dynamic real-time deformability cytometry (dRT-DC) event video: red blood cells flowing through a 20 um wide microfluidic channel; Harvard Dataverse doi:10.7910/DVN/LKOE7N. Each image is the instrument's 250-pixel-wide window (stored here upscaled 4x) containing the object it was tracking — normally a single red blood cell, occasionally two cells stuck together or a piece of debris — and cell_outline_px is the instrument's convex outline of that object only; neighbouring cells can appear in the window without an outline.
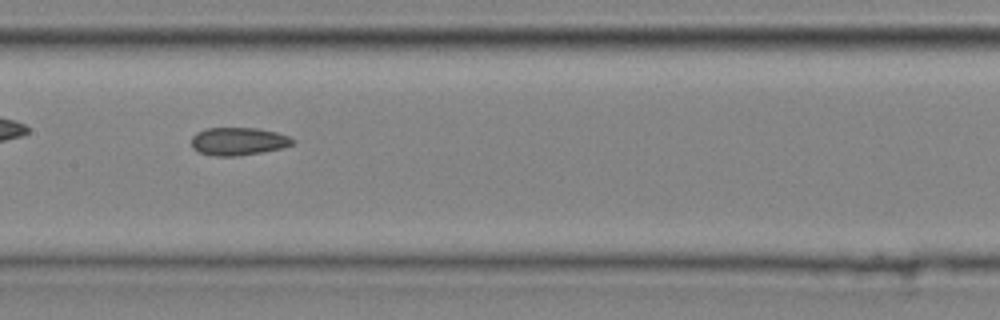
{"species": "common noctule bat (a hibernating species)", "species_latin": "Nyctalus noctula", "temperature_condition": "cold", "stored_images_in_passage": 28, "camera_frame_rate_fps": 3000, "um_per_image_px": 0.085, "animal": {"sex": "male", "body_mass_g": 20.4}, "frame": {"image": 1, "passage_image": 9, "time_ms": 2.667, "image_size_px": [1000, 320], "cell_outline_px": [[296, 140], [292, 144], [284, 148], [264, 152], [240, 156], [216, 156], [200, 152], [192, 148], [192, 136], [196, 132], [204, 128], [260, 128], [276, 132], [288, 136]], "centroid_in_image_um": [20.27, 12.01], "position_along_channel_um": 187.1, "area_um2": 16.65}}
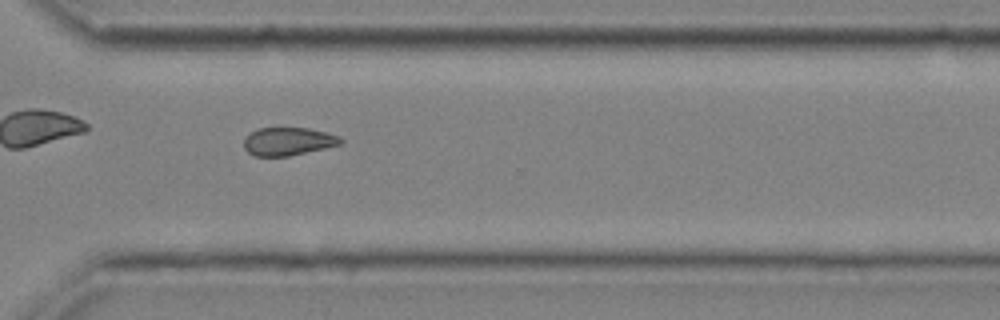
{"frame": {"image": 2, "passage_image": 20, "time_ms": 6.333, "image_size_px": [1000, 320], "cell_outline_px": [[344, 140], [340, 144], [324, 148], [288, 156], [256, 156], [248, 152], [244, 148], [244, 140], [256, 128], [308, 128], [328, 132], [340, 136]], "centroid_in_image_um": [24.51, 12.01], "position_along_channel_um": 346.1, "area_um2": 15.72}}